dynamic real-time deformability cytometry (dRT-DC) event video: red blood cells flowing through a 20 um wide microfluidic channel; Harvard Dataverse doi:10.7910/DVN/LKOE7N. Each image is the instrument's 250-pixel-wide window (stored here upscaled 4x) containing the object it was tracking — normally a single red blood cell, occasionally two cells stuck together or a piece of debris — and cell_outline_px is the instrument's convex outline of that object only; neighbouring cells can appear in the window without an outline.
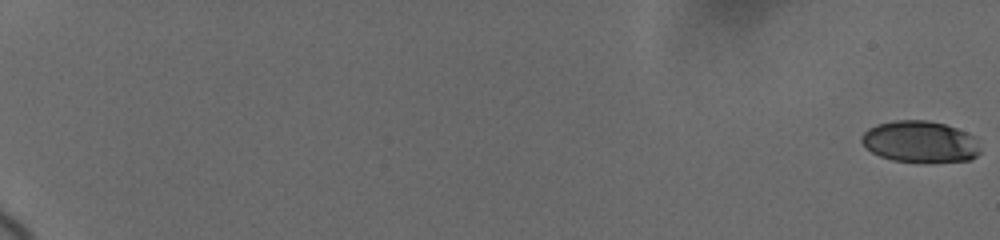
{"species": "human", "species_latin": "Homo sapiens", "temperature_condition": "cold", "stored_images_in_passage": 58, "camera_frame_rate_fps": 3000, "um_per_image_px": 0.085, "donor": {"sex": "female"}, "frame": {"image": 1, "passage_image": 1, "time_ms": 0.0, "image_size_px": [1000, 240], "cell_outline_px": [[980, 152], [976, 156], [968, 160], [928, 164], [892, 160], [880, 156], [872, 152], [860, 140], [860, 136], [868, 128], [876, 124], [896, 120], [928, 120], [944, 124], [956, 128], [972, 136], [980, 148]], "centroid_in_image_um": [78.18, 12.07], "position_along_channel_um": 6.8, "area_um2": 29.02}}
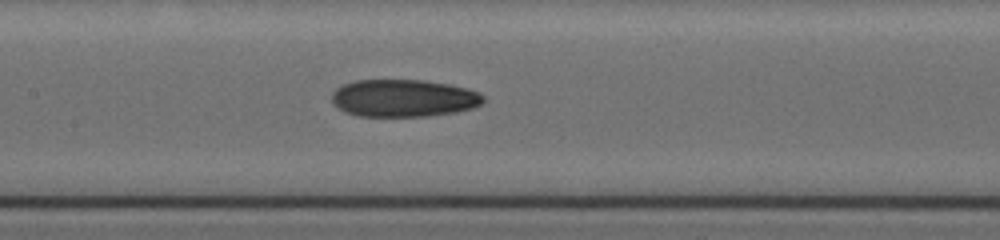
{"frame": {"image": 2, "passage_image": 31, "time_ms": 11.0, "image_size_px": [1000, 240], "cell_outline_px": [[484, 100], [480, 104], [472, 108], [456, 112], [428, 116], [360, 116], [344, 112], [332, 104], [332, 92], [336, 88], [344, 84], [356, 80], [424, 80], [448, 84], [468, 88], [484, 96]], "centroid_in_image_um": [34.28, 8.34], "position_along_channel_um": 173.1, "area_um2": 33.12}}
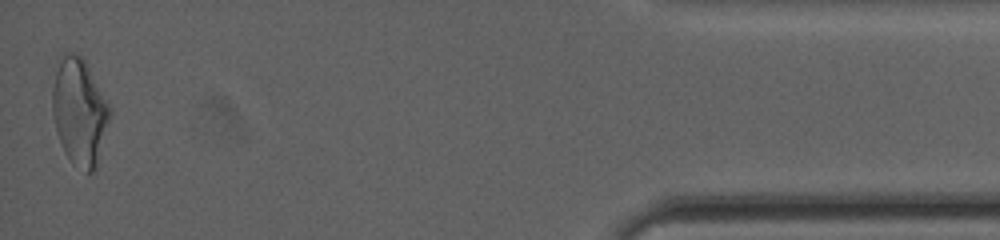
{"frame": {"image": 3, "passage_image": 58, "time_ms": 19.667, "image_size_px": [1000, 240], "cell_outline_px": [[112, 112], [96, 168], [92, 172], [88, 172], [72, 164], [64, 152], [56, 128], [52, 112], [52, 88], [56, 72], [64, 56], [68, 52], [76, 52], [84, 60], [112, 108]], "centroid_in_image_um": [6.78, 9.53], "position_along_channel_um": 428.4, "area_um2": 35.37}, "authors_computed_cell_mechanics": {"area_um2": 31.9056, "velocity_mm_per_s": 3.696, "shape_relaxation_time_tau1_ms": null, "shape_relaxation_time_tau2_ms": 2.9742, "deformation_change_tau1": null, "deformation_change_tau2": 0.0969}}